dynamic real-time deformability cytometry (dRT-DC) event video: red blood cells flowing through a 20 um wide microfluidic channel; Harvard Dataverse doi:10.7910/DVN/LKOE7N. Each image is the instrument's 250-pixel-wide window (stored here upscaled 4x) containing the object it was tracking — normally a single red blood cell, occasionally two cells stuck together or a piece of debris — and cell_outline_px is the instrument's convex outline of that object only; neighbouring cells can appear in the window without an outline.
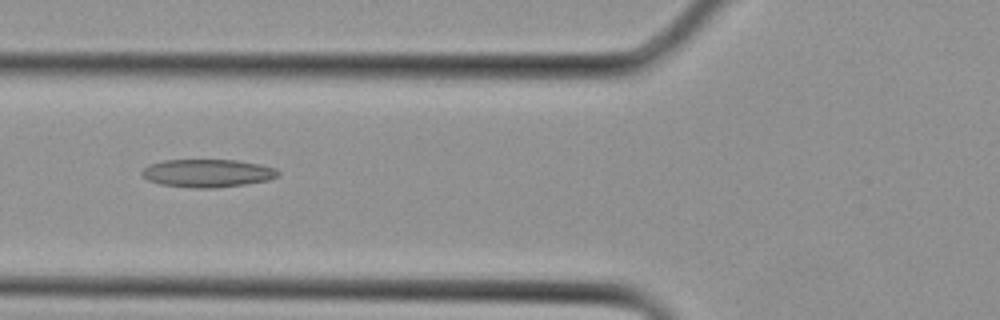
{"species": "Egyptian fruit bat (a non-hibernating species)", "species_latin": "Rousettus aegyptiacus", "temperature_condition": "cold", "stored_images_in_passage": 11, "camera_frame_rate_fps": 3000, "um_per_image_px": 0.085, "animal": {"sex": "female"}, "frame": {"image": 1, "passage_image": 4, "time_ms": 1.0, "image_size_px": [1000, 320], "cell_outline_px": [[280, 172], [276, 176], [268, 180], [244, 184], [216, 188], [192, 188], [160, 184], [148, 180], [140, 172], [148, 164], [164, 160], [236, 160], [260, 164], [276, 168]], "centroid_in_image_um": [17.62, 14.72], "position_along_channel_um": 108.2, "area_um2": 22.2}}
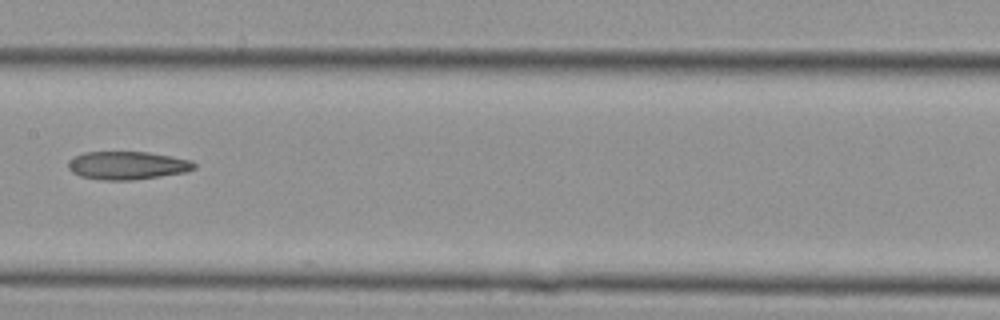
{"frame": {"image": 2, "passage_image": 8, "time_ms": 2.333, "image_size_px": [1000, 320], "cell_outline_px": [[196, 168], [188, 172], [132, 180], [104, 180], [80, 176], [72, 172], [68, 168], [68, 160], [84, 152], [148, 152], [172, 156], [192, 160], [196, 164]], "centroid_in_image_um": [10.86, 14.06], "position_along_channel_um": 196.5, "area_um2": 20.75}}
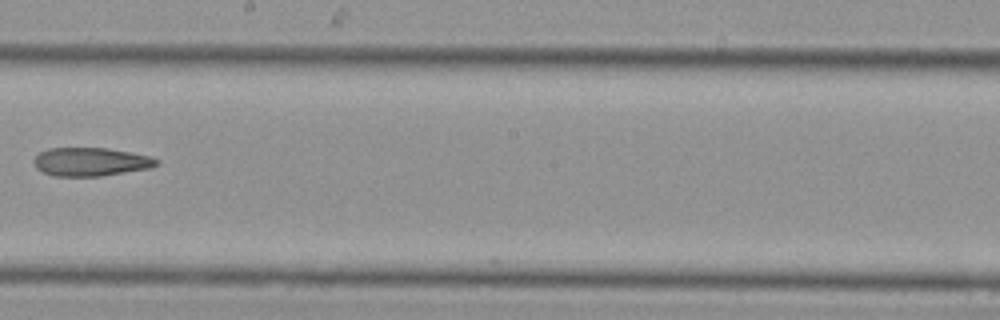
{"frame": {"image": 3, "passage_image": 10, "time_ms": 3.0, "image_size_px": [1000, 320], "cell_outline_px": [[160, 164], [152, 168], [100, 176], [56, 176], [44, 172], [36, 168], [32, 160], [40, 152], [48, 148], [108, 148], [148, 156], [160, 160]], "centroid_in_image_um": [7.72, 13.75], "position_along_channel_um": 240.5, "area_um2": 20.35}}